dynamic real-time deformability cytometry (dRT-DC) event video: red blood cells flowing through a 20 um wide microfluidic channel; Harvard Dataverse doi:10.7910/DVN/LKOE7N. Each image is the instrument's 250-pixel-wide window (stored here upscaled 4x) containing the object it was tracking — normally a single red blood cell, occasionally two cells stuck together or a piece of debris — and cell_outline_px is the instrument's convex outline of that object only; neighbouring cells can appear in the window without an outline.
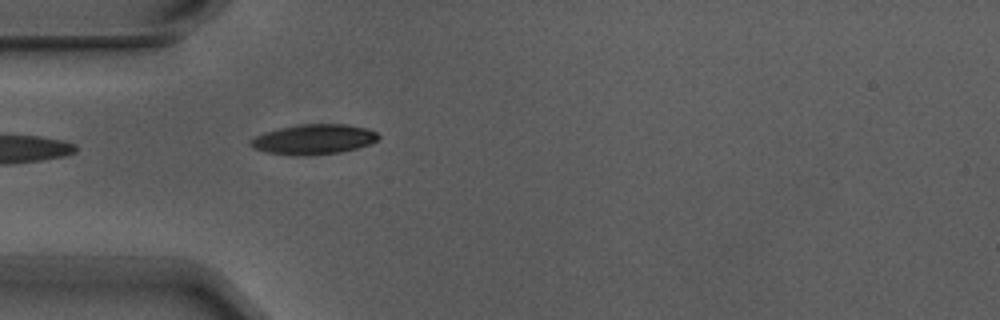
{"species": "Egyptian fruit bat (a non-hibernating species)", "species_latin": "Rousettus aegyptiacus", "temperature_condition": "warm", "stored_images_in_passage": 3, "camera_frame_rate_fps": 3000, "um_per_image_px": 0.085, "animal": {"sex": "male"}, "frame": {"image": 1, "passage_image": 3, "time_ms": 0.667, "image_size_px": [1000, 320], "cell_outline_px": [[380, 136], [376, 140], [368, 144], [356, 148], [340, 152], [304, 156], [296, 156], [268, 152], [256, 148], [248, 144], [248, 140], [264, 132], [280, 128], [300, 124], [348, 124], [364, 128], [376, 132]], "centroid_in_image_um": [26.63, 11.84], "position_along_channel_um": 58.4, "area_um2": 22.2}}